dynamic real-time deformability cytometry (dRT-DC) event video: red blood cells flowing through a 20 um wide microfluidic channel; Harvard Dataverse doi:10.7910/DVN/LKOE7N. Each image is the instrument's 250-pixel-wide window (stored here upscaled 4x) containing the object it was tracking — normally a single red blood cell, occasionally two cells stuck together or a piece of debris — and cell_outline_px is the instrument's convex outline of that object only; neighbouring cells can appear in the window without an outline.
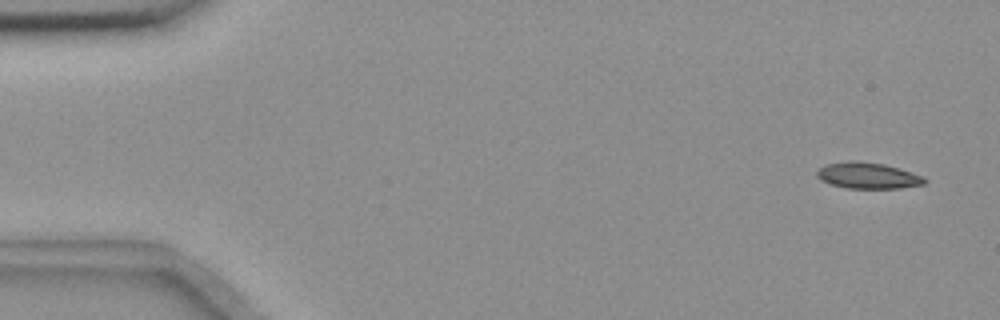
{"species": "common noctule bat (a hibernating species)", "species_latin": "Nyctalus noctula", "temperature_condition": "room temperature", "stored_images_in_passage": 56, "camera_frame_rate_fps": 3000, "um_per_image_px": 0.085, "animal": {"sex": "female", "body_mass_g": 18.4}, "frame": {"image": 1, "passage_image": 3, "time_ms": 0.667, "image_size_px": [1000, 320], "cell_outline_px": [[928, 180], [924, 184], [900, 188], [848, 188], [832, 184], [820, 180], [816, 176], [816, 172], [820, 168], [828, 164], [852, 160], [856, 160], [884, 164], [900, 168], [924, 176]], "centroid_in_image_um": [73.8, 14.92], "position_along_channel_um": 11.2, "area_um2": 16.42}}
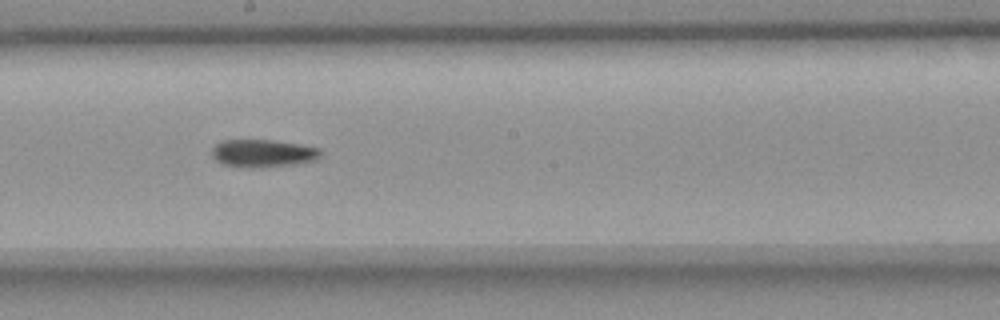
{"frame": {"image": 2, "passage_image": 31, "time_ms": 10.0, "image_size_px": [1000, 320], "cell_outline_px": [[324, 152], [316, 160], [296, 164], [260, 168], [248, 168], [224, 164], [216, 160], [212, 156], [212, 148], [220, 140], [272, 140], [300, 144], [320, 148]], "centroid_in_image_um": [22.38, 13.03], "position_along_channel_um": 225.8, "area_um2": 17.8}}
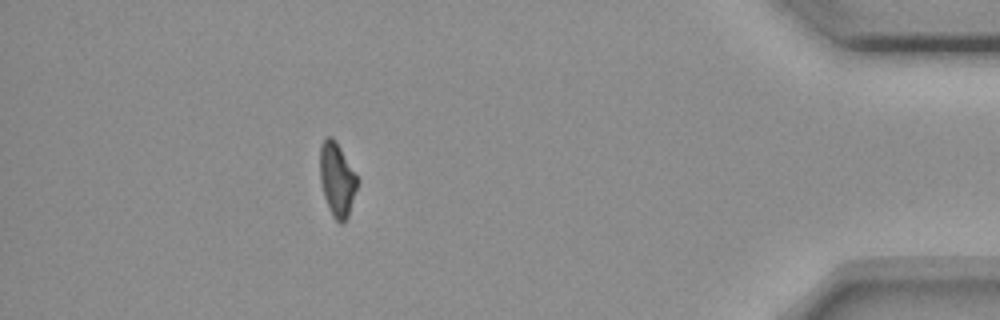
{"frame": {"image": 3, "passage_image": 50, "time_ms": 16.333, "image_size_px": [1000, 320], "cell_outline_px": [[360, 180], [348, 216], [344, 224], [340, 224], [332, 216], [328, 208], [324, 196], [320, 180], [320, 144], [324, 136], [332, 136], [336, 140]], "centroid_in_image_um": [28.66, 15.24], "position_along_channel_um": 406.5, "area_um2": 16.47}, "authors_computed_cell_mechanics": {"area_um2": 17.051, "velocity_mm_per_s": 3.6452, "shape_relaxation_time_tau1_ms": 7.8469, "shape_relaxation_time_tau2_ms": null, "deformation_change_tau1": 0.1375, "deformation_change_tau2": null}}